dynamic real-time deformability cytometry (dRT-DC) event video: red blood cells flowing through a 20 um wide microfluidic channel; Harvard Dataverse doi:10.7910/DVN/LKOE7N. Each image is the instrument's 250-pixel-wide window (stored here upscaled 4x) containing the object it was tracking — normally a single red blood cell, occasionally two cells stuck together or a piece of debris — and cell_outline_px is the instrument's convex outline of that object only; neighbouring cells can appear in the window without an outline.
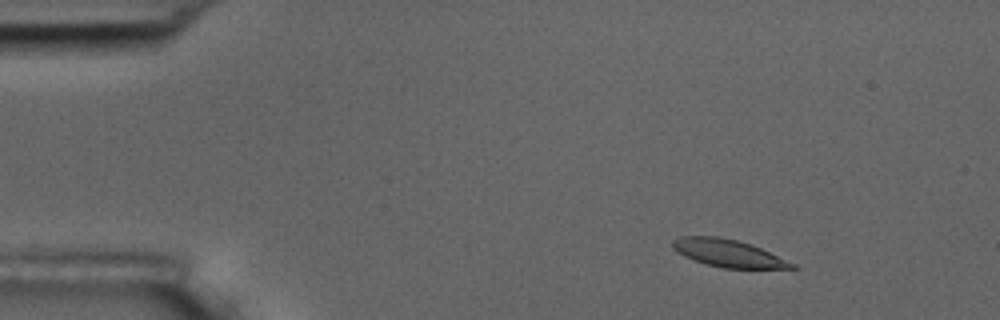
{"species": "common noctule bat (a hibernating species)", "species_latin": "Nyctalus noctula", "temperature_condition": "room temperature", "stored_images_in_passage": 6, "camera_frame_rate_fps": 3000, "um_per_image_px": 0.085, "animal": {"sex": "male", "body_mass_g": 17.5, "forearm_length_mm": 52.3}, "frame": {"image": 1, "passage_image": 2, "time_ms": 1.333, "image_size_px": [1000, 320], "cell_outline_px": [[800, 268], [724, 268], [708, 264], [684, 256], [672, 248], [672, 240], [680, 236], [720, 236], [736, 240], [760, 248], [796, 264]], "centroid_in_image_um": [61.88, 21.51], "position_along_channel_um": 23.1, "area_um2": 18.79}}
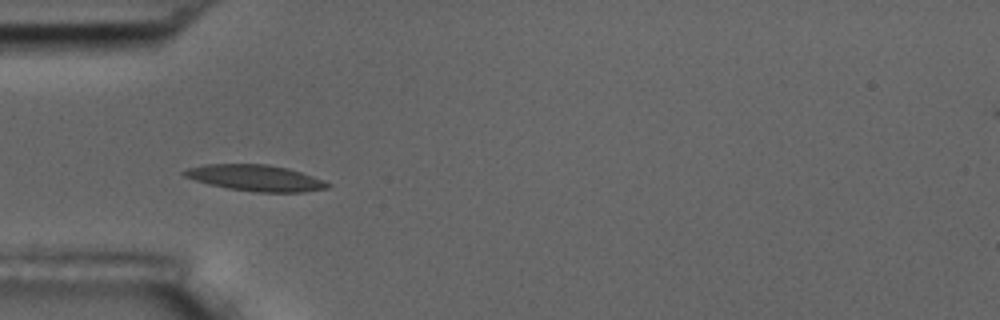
{"frame": {"image": 2, "passage_image": 5, "time_ms": 4.667, "image_size_px": [1000, 320], "cell_outline_px": [[332, 184], [328, 188], [304, 192], [256, 192], [228, 188], [208, 184], [184, 176], [180, 172], [188, 168], [204, 164], [268, 164], [288, 168], [312, 176]], "centroid_in_image_um": [21.71, 15.12], "position_along_channel_um": 63.3, "area_um2": 21.79}}